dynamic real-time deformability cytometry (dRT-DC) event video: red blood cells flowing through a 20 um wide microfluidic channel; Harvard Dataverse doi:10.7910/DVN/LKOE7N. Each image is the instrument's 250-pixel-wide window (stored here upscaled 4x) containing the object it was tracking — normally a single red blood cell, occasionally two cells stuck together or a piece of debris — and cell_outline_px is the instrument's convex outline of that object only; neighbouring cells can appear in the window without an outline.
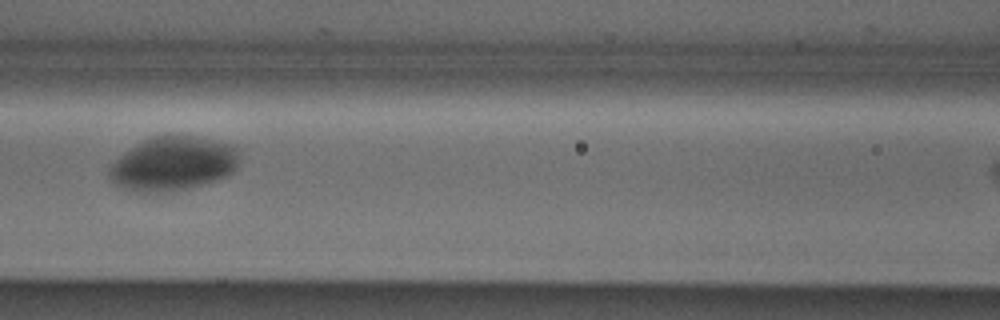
{"species": "Egyptian fruit bat (a non-hibernating species)", "species_latin": "Rousettus aegyptiacus", "temperature_condition": "cold", "stored_images_in_passage": 22, "camera_frame_rate_fps": 3000, "um_per_image_px": 0.085, "animal": {"sex": "male"}, "frame": {"image": 1, "passage_image": 7, "time_ms": 2.0, "image_size_px": [1000, 320], "cell_outline_px": [[240, 156], [236, 168], [232, 172], [216, 180], [188, 188], [168, 192], [132, 192], [112, 184], [108, 176], [108, 168], [124, 152], [144, 140], [152, 136], [168, 132], [172, 132], [232, 144], [236, 148]], "centroid_in_image_um": [14.67, 13.9], "position_along_channel_um": 151.9, "area_um2": 41.62}}
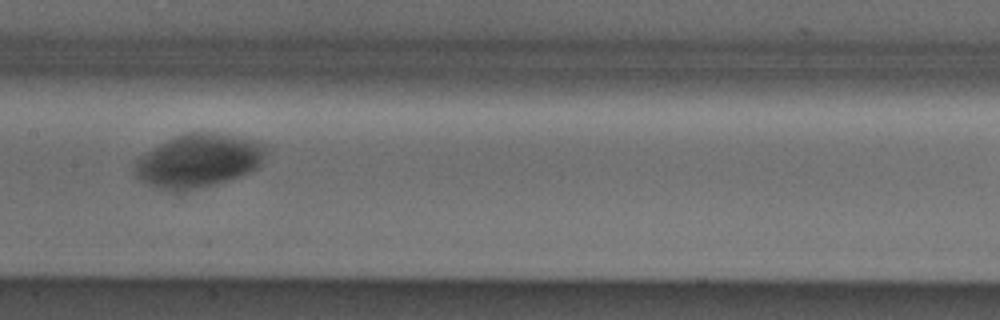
{"frame": {"image": 2, "passage_image": 10, "time_ms": 3.0, "image_size_px": [1000, 320], "cell_outline_px": [[268, 148], [260, 168], [240, 176], [216, 184], [196, 188], [172, 192], [168, 192], [156, 188], [136, 176], [132, 164], [140, 156], [152, 148], [176, 136], [188, 132], [216, 132], [256, 140], [264, 144]], "centroid_in_image_um": [16.9, 13.66], "position_along_channel_um": 190.5, "area_um2": 41.15}}